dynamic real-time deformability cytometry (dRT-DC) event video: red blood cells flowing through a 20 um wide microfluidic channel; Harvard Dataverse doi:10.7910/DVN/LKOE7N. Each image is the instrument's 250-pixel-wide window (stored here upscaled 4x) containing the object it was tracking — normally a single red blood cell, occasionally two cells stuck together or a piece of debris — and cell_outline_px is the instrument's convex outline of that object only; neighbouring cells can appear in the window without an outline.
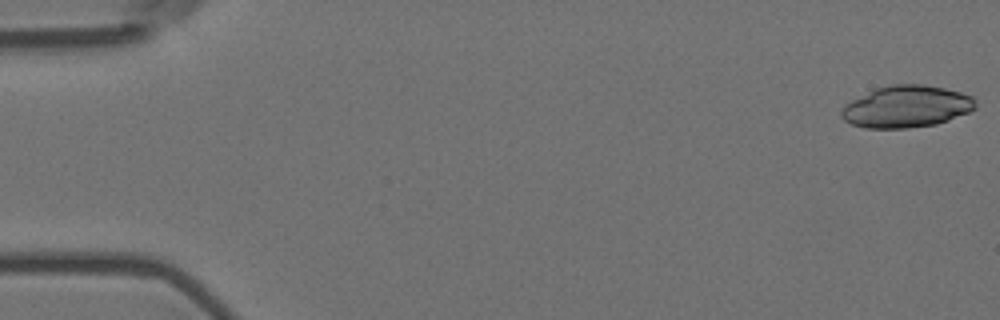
{"species": "Egyptian fruit bat (a non-hibernating species)", "species_latin": "Rousettus aegyptiacus", "temperature_condition": "room temperature", "stored_images_in_passage": 5, "camera_frame_rate_fps": 3000, "um_per_image_px": 0.085, "animal": {"sex": "female"}, "frame": {"image": 1, "passage_image": 1, "time_ms": 0.0, "image_size_px": [1000, 320], "cell_outline_px": [[976, 108], [968, 112], [948, 120], [936, 124], [908, 128], [864, 128], [852, 124], [844, 120], [840, 116], [840, 112], [844, 104], [876, 88], [892, 84], [924, 84], [944, 88], [960, 92], [972, 96], [976, 100]], "centroid_in_image_um": [77.04, 9.06], "position_along_channel_um": 8.0, "area_um2": 32.77}}